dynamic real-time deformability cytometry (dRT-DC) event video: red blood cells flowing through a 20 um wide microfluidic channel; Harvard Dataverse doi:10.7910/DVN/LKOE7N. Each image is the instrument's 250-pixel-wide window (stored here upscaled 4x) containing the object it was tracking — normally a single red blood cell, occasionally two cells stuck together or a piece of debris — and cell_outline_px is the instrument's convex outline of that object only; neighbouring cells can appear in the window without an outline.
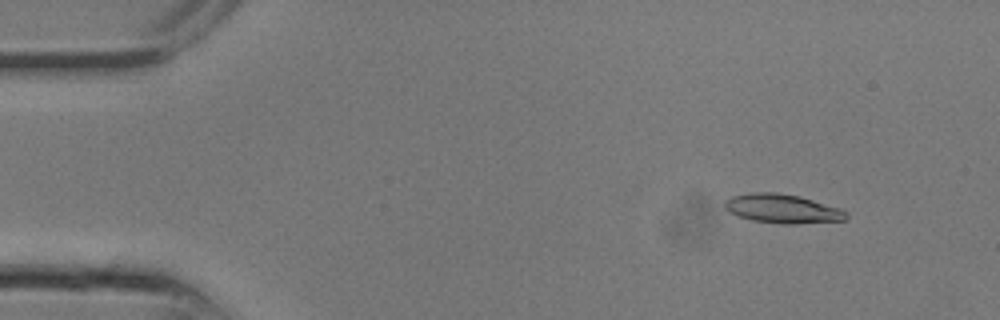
{"species": "common noctule bat (a hibernating species)", "species_latin": "Nyctalus noctula", "temperature_condition": "room temperature", "stored_images_in_passage": 10, "camera_frame_rate_fps": 3000, "um_per_image_px": 0.085, "animal": {"sex": "male", "body_mass_g": 13.3}, "frame": {"image": 1, "passage_image": 2, "time_ms": 0.333, "image_size_px": [1000, 320], "cell_outline_px": [[848, 216], [844, 220], [796, 224], [784, 224], [752, 220], [740, 216], [724, 208], [724, 200], [732, 196], [752, 192], [776, 192], [800, 196], [840, 208], [848, 212]], "centroid_in_image_um": [66.52, 17.73], "position_along_channel_um": 18.5, "area_um2": 20.52}}
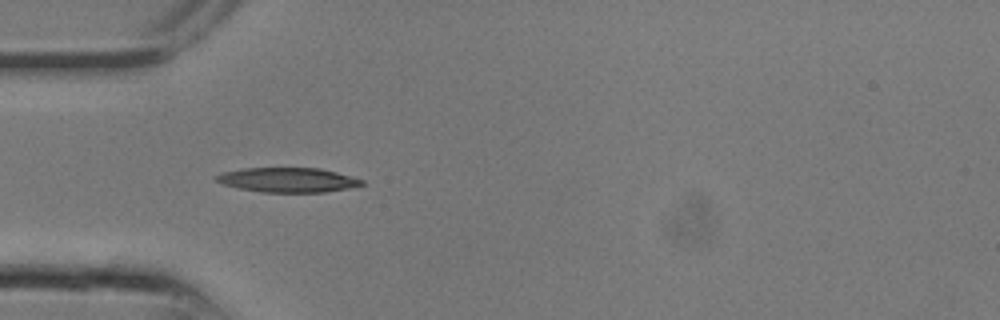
{"frame": {"image": 2, "passage_image": 7, "time_ms": 2.0, "image_size_px": [1000, 320], "cell_outline_px": [[364, 184], [348, 188], [324, 192], [260, 192], [240, 188], [224, 184], [216, 180], [216, 176], [224, 172], [240, 168], [320, 168], [336, 172], [364, 180]], "centroid_in_image_um": [24.48, 15.29], "position_along_channel_um": 60.5, "area_um2": 20.63}}
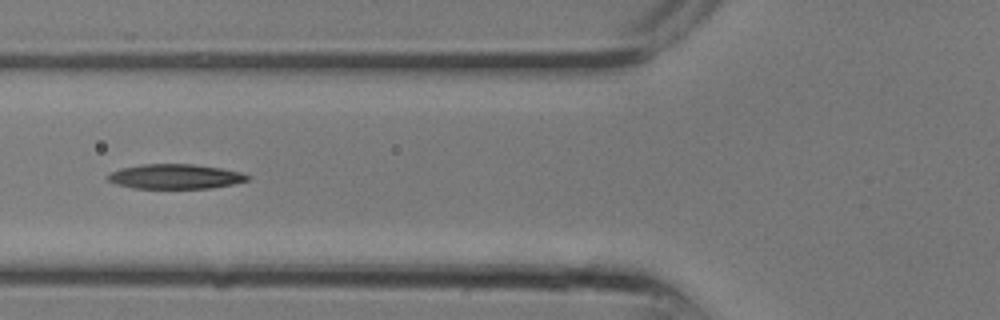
{"frame": {"image": 3, "passage_image": 9, "time_ms": 2.667, "image_size_px": [1000, 320], "cell_outline_px": [[252, 176], [248, 180], [232, 184], [212, 188], [136, 188], [116, 184], [108, 180], [108, 172], [120, 168], [140, 164], [192, 164], [220, 168], [240, 172]], "centroid_in_image_um": [14.88, 15.0], "position_along_channel_um": 110.9, "area_um2": 20.11}}